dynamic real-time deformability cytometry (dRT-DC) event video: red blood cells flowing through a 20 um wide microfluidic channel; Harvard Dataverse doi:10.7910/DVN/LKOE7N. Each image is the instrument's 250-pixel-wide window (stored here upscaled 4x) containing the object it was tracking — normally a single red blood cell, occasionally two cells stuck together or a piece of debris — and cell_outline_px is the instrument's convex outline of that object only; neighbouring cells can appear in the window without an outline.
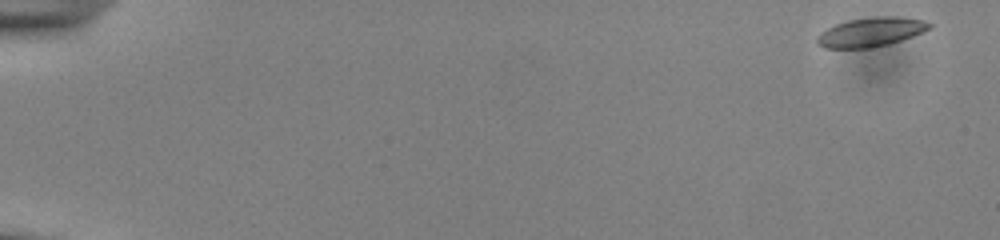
{"species": "common noctule bat (a hibernating species)", "species_latin": "Nyctalus noctula", "temperature_condition": "cold", "stored_images_in_passage": 53, "camera_frame_rate_fps": 3000, "um_per_image_px": 0.085, "animal": {"sex": "male", "body_mass_g": 13.0, "forearm_length_mm": 53.1}, "frame": {"image": 1, "passage_image": 1, "time_ms": 0.0, "image_size_px": [1000, 240], "cell_outline_px": [[932, 28], [912, 36], [888, 44], [868, 48], [824, 48], [816, 44], [816, 36], [820, 32], [836, 24], [848, 20], [876, 16], [896, 16], [924, 20], [932, 24]], "centroid_in_image_um": [74.0, 2.72], "position_along_channel_um": 11.0, "area_um2": 19.13}}
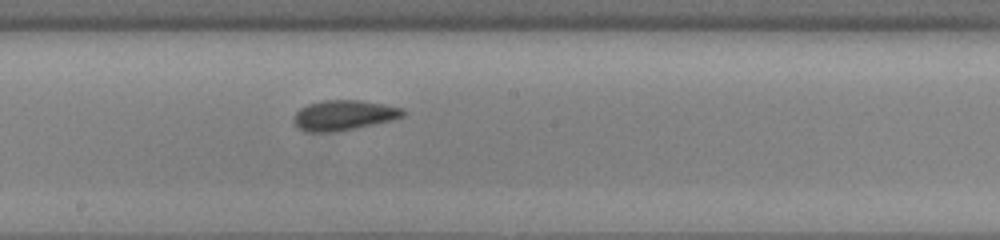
{"frame": {"image": 2, "passage_image": 30, "time_ms": 9.667, "image_size_px": [1000, 240], "cell_outline_px": [[404, 116], [392, 120], [340, 132], [304, 132], [296, 128], [292, 120], [296, 112], [300, 108], [308, 104], [324, 100], [356, 100], [384, 104], [404, 108]], "centroid_in_image_um": [29.18, 9.81], "position_along_channel_um": 219.0, "area_um2": 19.48}}
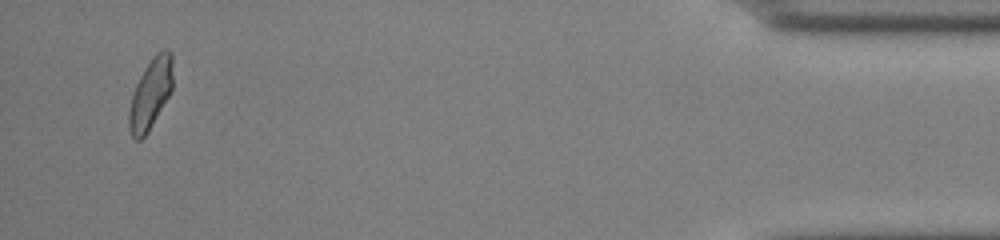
{"frame": {"image": 3, "passage_image": 51, "time_ms": 16.667, "image_size_px": [1000, 240], "cell_outline_px": [[172, 88], [168, 96], [148, 132], [140, 140], [136, 140], [132, 136], [128, 128], [128, 112], [132, 96], [136, 84], [144, 68], [152, 56], [160, 48], [168, 48], [172, 52]], "centroid_in_image_um": [12.79, 7.92], "position_along_channel_um": 422.4, "area_um2": 18.03}, "authors_computed_cell_mechanics": {"area_um2": 18.3804, "velocity_mm_per_s": 3.8897, "shape_relaxation_time_tau1_ms": 3.3505, "shape_relaxation_time_tau2_ms": 2.0179, "deformation_change_tau1": 0.1017, "deformation_change_tau2": 0.0746}}